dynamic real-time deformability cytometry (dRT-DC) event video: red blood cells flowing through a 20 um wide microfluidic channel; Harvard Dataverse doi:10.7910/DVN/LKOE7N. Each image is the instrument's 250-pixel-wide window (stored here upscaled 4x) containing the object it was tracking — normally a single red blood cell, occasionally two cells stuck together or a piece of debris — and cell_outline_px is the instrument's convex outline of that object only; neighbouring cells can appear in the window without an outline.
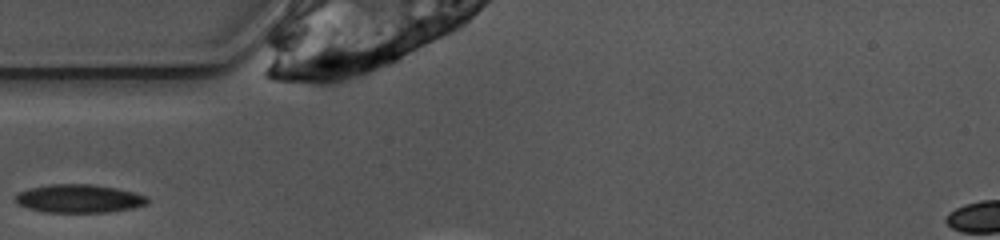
{"species": "common noctule bat (a hibernating species)", "species_latin": "Nyctalus noctula", "temperature_condition": "warm", "stored_images_in_passage": 6, "camera_frame_rate_fps": 3000, "um_per_image_px": 0.085, "animal": {"sex": "female", "body_mass_g": 10.0, "forearm_length_mm": 53.1}, "frame": {"image": 1, "passage_image": 1, "time_ms": 0.0, "image_size_px": [1000, 240], "cell_outline_px": [[148, 204], [132, 208], [108, 212], [44, 212], [28, 208], [16, 204], [12, 200], [20, 192], [28, 188], [48, 184], [92, 184], [116, 188], [148, 196]], "centroid_in_image_um": [6.68, 16.88], "position_along_channel_um": 78.3, "area_um2": 21.91}}
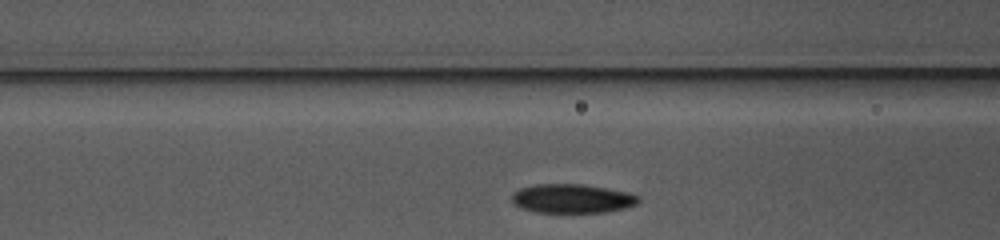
{"frame": {"image": 2, "passage_image": 4, "time_ms": 1.0, "image_size_px": [1000, 240], "cell_outline_px": [[640, 200], [636, 204], [624, 208], [604, 212], [536, 212], [520, 208], [512, 200], [512, 192], [520, 188], [536, 184], [580, 184], [628, 192], [640, 196]], "centroid_in_image_um": [48.61, 16.87], "position_along_channel_um": 118.0, "area_um2": 21.27}}